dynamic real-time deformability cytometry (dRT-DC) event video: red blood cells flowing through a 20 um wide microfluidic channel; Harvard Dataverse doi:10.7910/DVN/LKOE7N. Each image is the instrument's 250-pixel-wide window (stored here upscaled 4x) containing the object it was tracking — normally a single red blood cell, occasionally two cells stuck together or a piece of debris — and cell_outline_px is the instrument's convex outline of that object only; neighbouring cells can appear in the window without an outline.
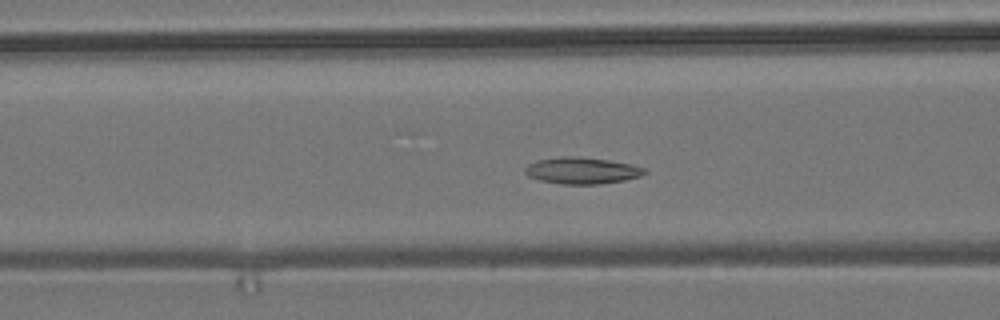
{"species": "common noctule bat (a hibernating species)", "species_latin": "Nyctalus noctula", "temperature_condition": "room temperature", "stored_images_in_passage": 57, "camera_frame_rate_fps": 3000, "um_per_image_px": 0.085, "animal": {"sex": "male", "body_mass_g": 19.2, "forearm_length_mm": 51.8}, "frame": {"image": 1, "passage_image": 23, "time_ms": 7.333, "image_size_px": [1000, 320], "cell_outline_px": [[648, 172], [640, 176], [624, 180], [600, 184], [560, 184], [540, 180], [528, 176], [524, 172], [524, 168], [528, 164], [536, 160], [560, 156], [580, 156], [608, 160], [632, 164], [648, 168]], "centroid_in_image_um": [49.47, 14.49], "position_along_channel_um": 117.1, "area_um2": 18.79}}
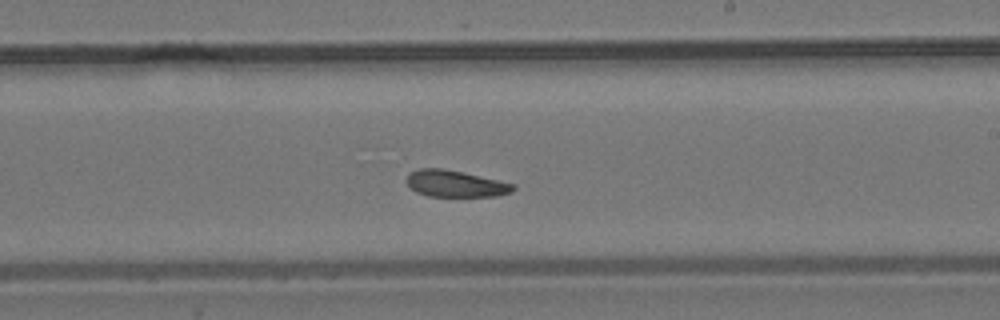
{"frame": {"image": 2, "passage_image": 34, "time_ms": 11.0, "image_size_px": [1000, 320], "cell_outline_px": [[516, 188], [512, 192], [496, 196], [428, 196], [416, 192], [404, 180], [408, 172], [420, 168], [444, 168], [464, 172], [516, 184]], "centroid_in_image_um": [38.7, 15.6], "position_along_channel_um": 250.3, "area_um2": 16.76}}
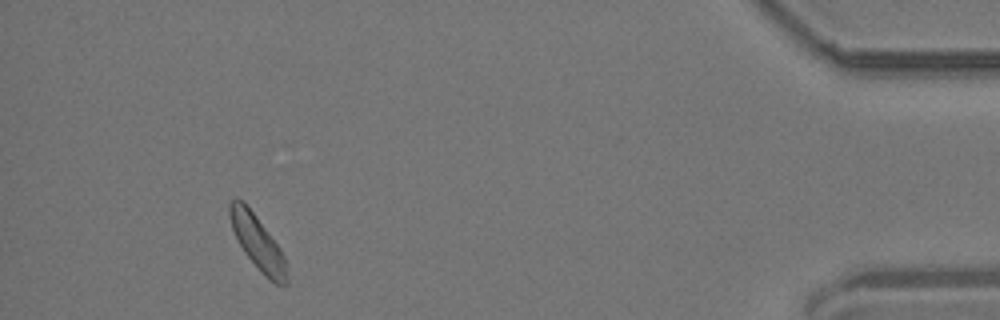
{"frame": {"image": 3, "passage_image": 53, "time_ms": 17.333, "image_size_px": [1000, 320], "cell_outline_px": [[288, 284], [276, 284], [268, 280], [264, 276], [244, 252], [232, 228], [228, 216], [228, 204], [236, 196], [244, 200], [280, 248], [284, 256], [288, 280]], "centroid_in_image_um": [21.87, 20.58], "position_along_channel_um": 413.3, "area_um2": 18.03}}